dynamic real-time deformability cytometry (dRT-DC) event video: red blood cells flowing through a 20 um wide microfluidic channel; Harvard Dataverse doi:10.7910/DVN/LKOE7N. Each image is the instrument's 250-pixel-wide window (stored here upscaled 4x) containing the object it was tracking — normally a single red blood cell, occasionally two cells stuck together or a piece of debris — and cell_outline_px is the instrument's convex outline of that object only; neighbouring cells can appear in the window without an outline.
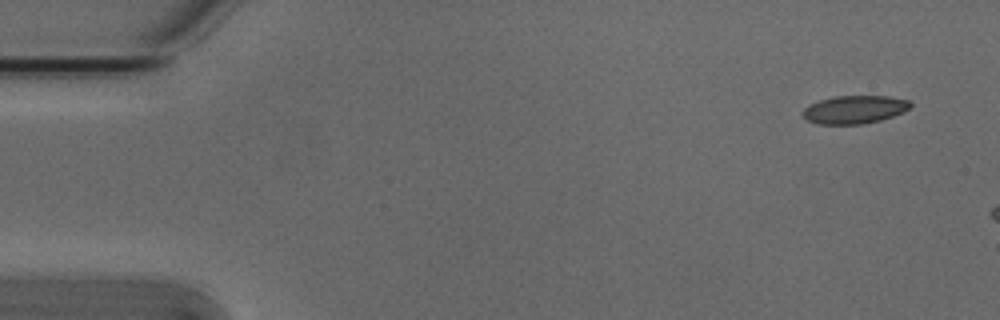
{"species": "Egyptian fruit bat (a non-hibernating species)", "species_latin": "Rousettus aegyptiacus", "temperature_condition": "cold", "stored_images_in_passage": 3, "camera_frame_rate_fps": 3000, "um_per_image_px": 0.085, "animal": {"sex": "male"}, "frame": {"image": 1, "passage_image": 1, "time_ms": 0.0, "image_size_px": [1000, 320], "cell_outline_px": [[912, 104], [904, 112], [880, 120], [864, 124], [820, 124], [808, 120], [800, 112], [808, 104], [820, 100], [836, 96], [888, 96], [908, 100]], "centroid_in_image_um": [72.61, 9.31], "position_along_channel_um": 12.4, "area_um2": 17.57}}